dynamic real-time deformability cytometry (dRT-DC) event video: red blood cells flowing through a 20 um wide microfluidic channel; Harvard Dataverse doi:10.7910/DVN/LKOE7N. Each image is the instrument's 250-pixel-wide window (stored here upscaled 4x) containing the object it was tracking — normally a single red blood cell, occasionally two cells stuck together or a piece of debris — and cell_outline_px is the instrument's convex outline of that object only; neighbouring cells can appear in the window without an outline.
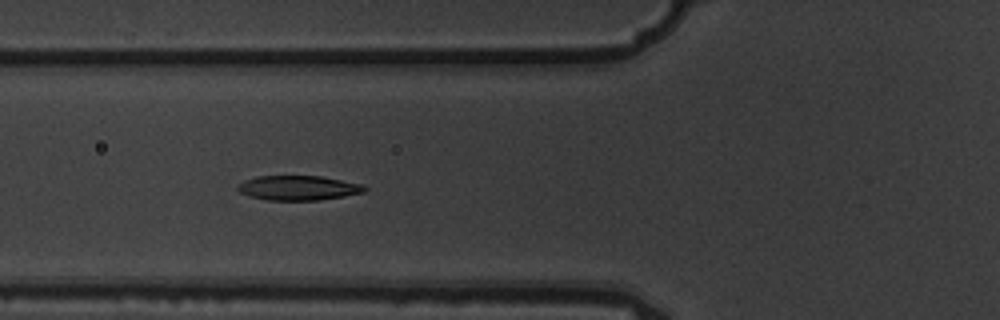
{"species": "common noctule bat (a hibernating species)", "species_latin": "Nyctalus noctula", "temperature_condition": "warm", "stored_images_in_passage": 9, "camera_frame_rate_fps": 3000, "um_per_image_px": 0.085, "animal": {"sex": "male", "body_mass_g": 19.5, "forearm_length_mm": 54.6}, "frame": {"image": 1, "passage_image": 7, "time_ms": 2.0, "image_size_px": [1000, 320], "cell_outline_px": [[368, 188], [364, 192], [344, 196], [320, 200], [268, 200], [248, 196], [240, 192], [236, 188], [236, 184], [244, 180], [256, 176], [320, 176], [364, 184]], "centroid_in_image_um": [25.34, 15.97], "position_along_channel_um": 100.5, "area_um2": 18.38}}
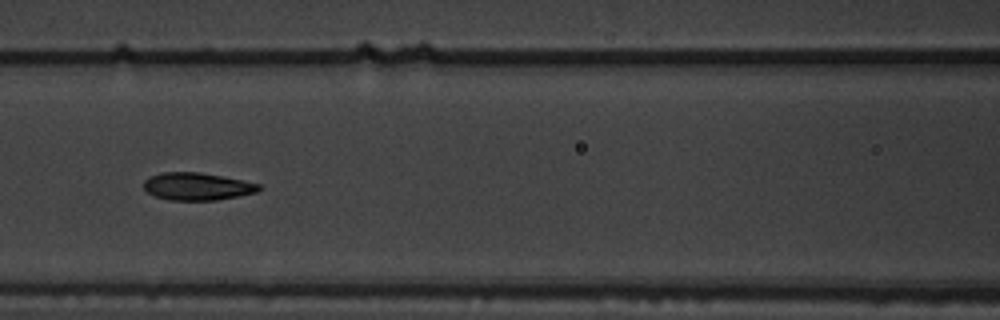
{"frame": {"image": 2, "passage_image": 8, "time_ms": 2.333, "image_size_px": [1000, 320], "cell_outline_px": [[260, 188], [256, 192], [240, 196], [216, 200], [168, 200], [156, 196], [148, 192], [144, 188], [144, 180], [148, 176], [160, 172], [200, 172], [224, 176], [260, 184]], "centroid_in_image_um": [16.74, 15.84], "position_along_channel_um": 149.9, "area_um2": 18.55}}
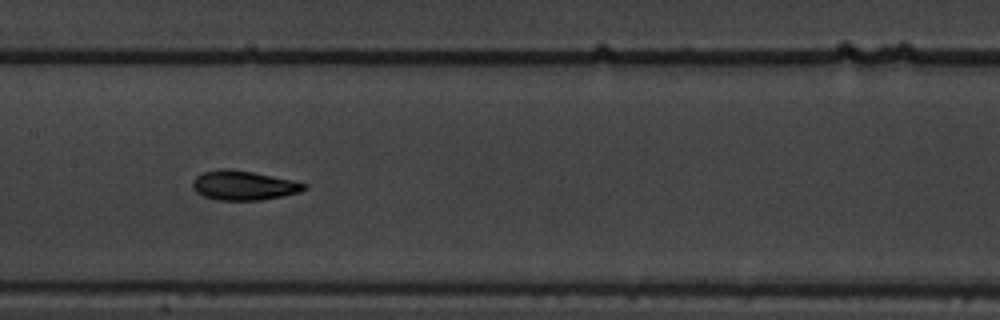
{"frame": {"image": 3, "passage_image": 9, "time_ms": 2.667, "image_size_px": [1000, 320], "cell_outline_px": [[308, 188], [300, 192], [260, 200], [216, 200], [204, 196], [196, 192], [192, 188], [192, 180], [196, 176], [204, 172], [220, 168], [228, 168], [252, 172], [292, 180], [308, 184]], "centroid_in_image_um": [20.68, 15.75], "position_along_channel_um": 186.7, "area_um2": 19.13}}